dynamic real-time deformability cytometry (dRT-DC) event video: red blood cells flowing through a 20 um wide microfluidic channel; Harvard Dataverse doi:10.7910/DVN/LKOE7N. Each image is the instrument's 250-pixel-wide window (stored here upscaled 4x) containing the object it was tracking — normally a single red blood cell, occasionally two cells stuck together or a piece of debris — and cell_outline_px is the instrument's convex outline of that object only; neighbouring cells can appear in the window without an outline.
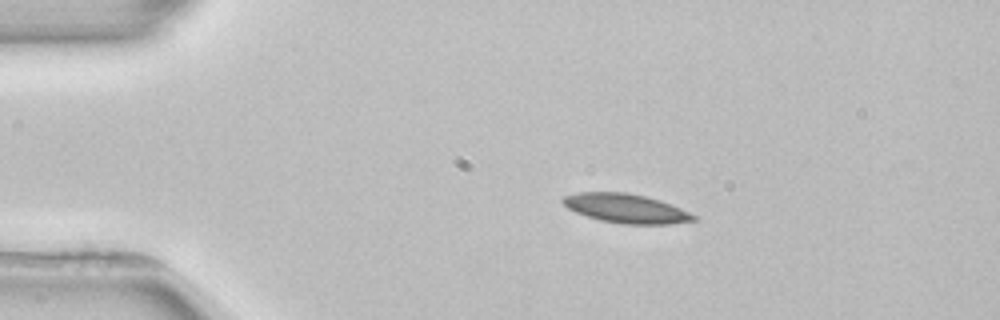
{"species": "common noctule bat (a hibernating species)", "species_latin": "Nyctalus noctula", "temperature_condition": "room temperature", "stored_images_in_passage": 3, "camera_frame_rate_fps": 3000, "um_per_image_px": 0.085, "animal": {"sex": "female", "body_mass_g": 22.7, "forearm_length_mm": 54.2}, "frame": {"image": 1, "passage_image": 2, "time_ms": 1.333, "image_size_px": [1000, 320], "cell_outline_px": [[696, 220], [672, 224], [620, 224], [600, 220], [576, 212], [568, 208], [560, 200], [564, 196], [576, 192], [624, 192], [644, 196], [660, 200], [680, 208], [696, 216]], "centroid_in_image_um": [53.19, 17.71], "position_along_channel_um": 31.8, "area_um2": 22.08}}